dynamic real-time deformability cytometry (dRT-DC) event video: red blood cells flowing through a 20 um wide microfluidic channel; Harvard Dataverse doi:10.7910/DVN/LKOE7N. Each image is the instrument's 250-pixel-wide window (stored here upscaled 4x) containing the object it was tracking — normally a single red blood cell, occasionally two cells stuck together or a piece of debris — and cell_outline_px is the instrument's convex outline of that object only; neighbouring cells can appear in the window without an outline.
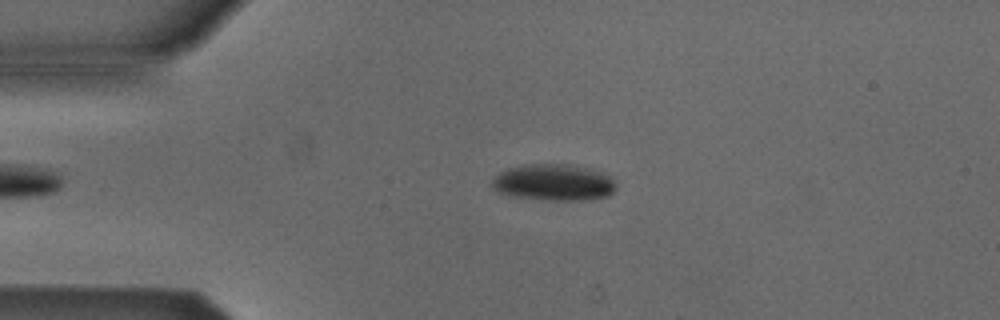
{"species": "Egyptian fruit bat (a non-hibernating species)", "species_latin": "Rousettus aegyptiacus", "temperature_condition": "cold", "stored_images_in_passage": 6, "camera_frame_rate_fps": 3000, "um_per_image_px": 0.085, "animal": {"sex": "male"}, "frame": {"image": 1, "passage_image": 4, "time_ms": 3.667, "image_size_px": [1000, 320], "cell_outline_px": [[616, 188], [608, 196], [584, 200], [544, 200], [512, 196], [496, 192], [492, 188], [492, 180], [500, 172], [508, 168], [524, 164], [568, 164], [600, 172], [608, 176], [612, 180]], "centroid_in_image_um": [47.0, 15.52], "position_along_channel_um": 38.0, "area_um2": 26.24}}
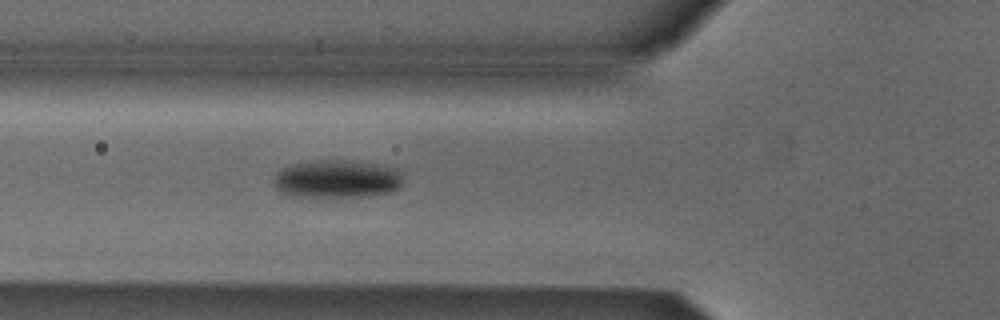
{"frame": {"image": 2, "passage_image": 6, "time_ms": 6.0, "image_size_px": [1000, 320], "cell_outline_px": [[404, 180], [400, 188], [392, 192], [368, 196], [292, 196], [280, 192], [276, 188], [272, 180], [272, 176], [280, 168], [288, 164], [312, 160], [352, 160], [384, 164], [400, 168]], "centroid_in_image_um": [28.67, 15.18], "position_along_channel_um": 97.1, "area_um2": 29.65}}